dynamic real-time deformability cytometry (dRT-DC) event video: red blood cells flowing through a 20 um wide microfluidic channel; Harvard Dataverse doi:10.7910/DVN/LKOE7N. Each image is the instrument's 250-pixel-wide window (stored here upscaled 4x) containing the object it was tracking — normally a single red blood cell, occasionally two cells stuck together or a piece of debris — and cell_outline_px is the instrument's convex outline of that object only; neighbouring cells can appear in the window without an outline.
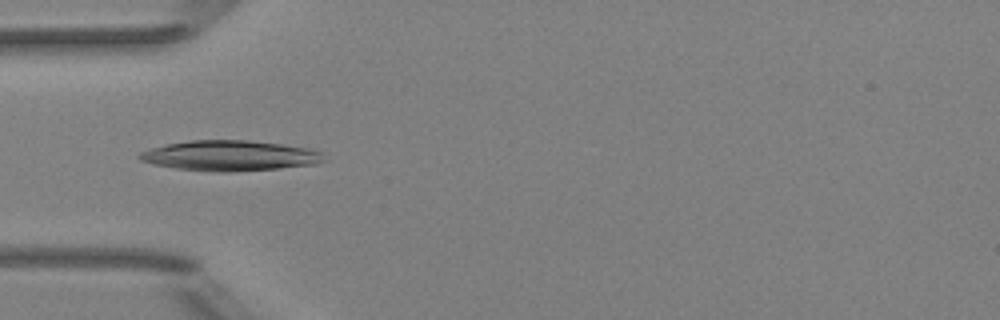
{"species": "Egyptian fruit bat (a non-hibernating species)", "species_latin": "Rousettus aegyptiacus", "temperature_condition": "room temperature", "stored_images_in_passage": 5, "camera_frame_rate_fps": 3000, "um_per_image_px": 0.085, "animal": {"sex": "female"}, "frame": {"image": 1, "passage_image": 4, "time_ms": 3.667, "image_size_px": [1000, 320], "cell_outline_px": [[324, 160], [316, 164], [280, 168], [228, 172], [216, 172], [176, 168], [152, 164], [140, 160], [136, 156], [140, 152], [152, 148], [168, 144], [188, 140], [248, 140], [280, 144], [308, 148], [320, 152]], "centroid_in_image_um": [19.5, 13.23], "position_along_channel_um": 65.5, "area_um2": 32.43}}
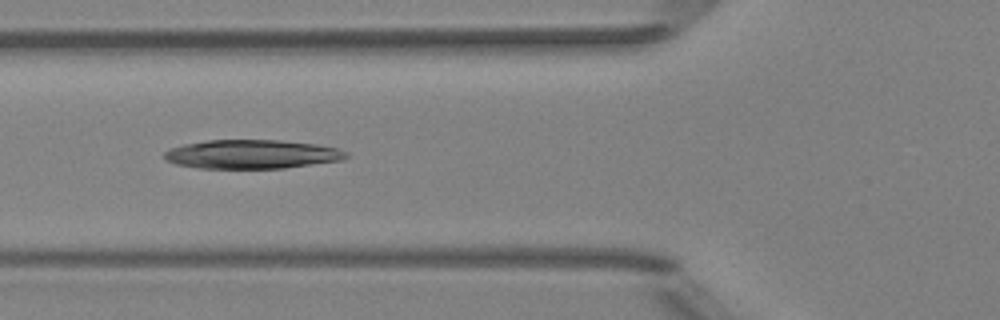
{"frame": {"image": 2, "passage_image": 5, "time_ms": 4.667, "image_size_px": [1000, 320], "cell_outline_px": [[348, 156], [340, 160], [284, 168], [200, 168], [176, 164], [168, 160], [164, 156], [164, 152], [168, 148], [184, 144], [208, 140], [280, 140], [316, 144], [336, 148], [348, 152]], "centroid_in_image_um": [21.39, 13.1], "position_along_channel_um": 104.4, "area_um2": 30.46}}